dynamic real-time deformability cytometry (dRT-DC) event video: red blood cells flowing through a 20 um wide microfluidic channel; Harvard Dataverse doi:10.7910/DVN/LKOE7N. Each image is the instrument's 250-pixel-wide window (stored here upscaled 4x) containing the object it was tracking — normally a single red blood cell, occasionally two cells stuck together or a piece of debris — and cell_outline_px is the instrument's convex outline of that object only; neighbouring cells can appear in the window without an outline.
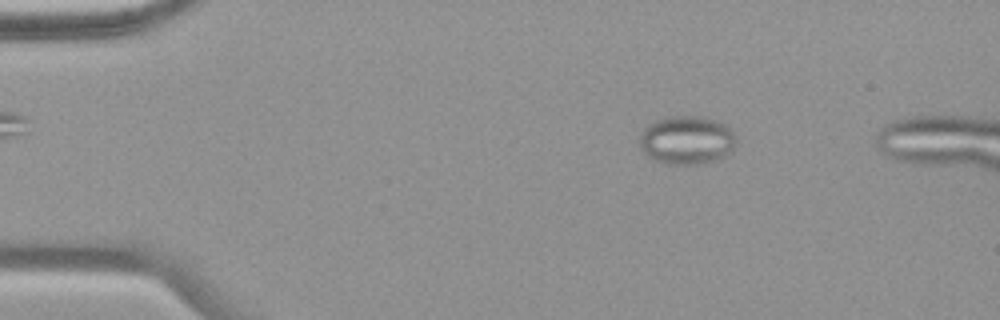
{"species": "common noctule bat (a hibernating species)", "species_latin": "Nyctalus noctula", "temperature_condition": "warm", "stored_images_in_passage": 51, "segment_of_instrument_passage": [1, 2], "camera_frame_rate_fps": 3000, "um_per_image_px": 0.085, "animal": {"sex": "female", "body_mass_g": 19.9}, "frame": {"image": 1, "passage_image": 9, "time_ms": 2.667, "image_size_px": [1000, 320], "cell_outline_px": [[736, 144], [724, 156], [716, 160], [704, 164], [664, 164], [652, 160], [640, 148], [640, 132], [652, 120], [664, 116], [704, 116], [716, 120], [724, 124], [736, 136]], "centroid_in_image_um": [58.33, 11.9], "position_along_channel_um": 26.7, "area_um2": 27.74}}